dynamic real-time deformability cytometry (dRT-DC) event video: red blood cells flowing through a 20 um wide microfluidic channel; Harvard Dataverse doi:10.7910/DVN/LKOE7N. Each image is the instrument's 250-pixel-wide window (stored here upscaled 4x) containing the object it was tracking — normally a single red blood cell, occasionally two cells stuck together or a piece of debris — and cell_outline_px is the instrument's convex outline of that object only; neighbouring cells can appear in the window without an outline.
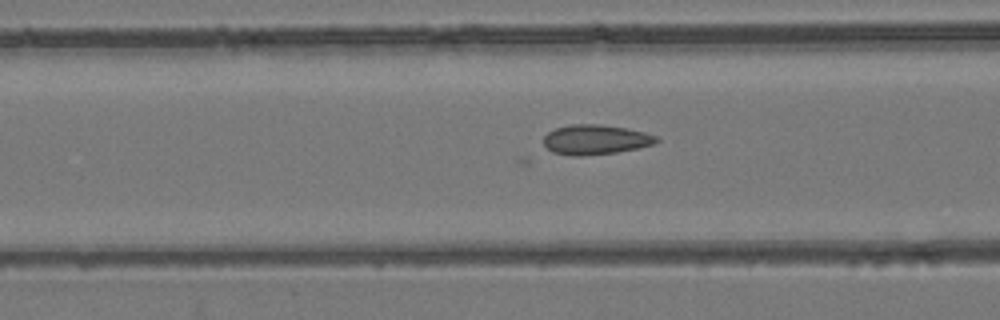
{"species": "common noctule bat (a hibernating species)", "species_latin": "Nyctalus noctula", "temperature_condition": "room temperature", "stored_images_in_passage": 30, "camera_frame_rate_fps": 3000, "um_per_image_px": 0.085, "animal": {"sex": "female", "body_mass_g": 24.6, "forearm_length_mm": 56.2}, "frame": {"image": 1, "passage_image": 7, "time_ms": 2.0, "image_size_px": [1000, 320], "cell_outline_px": [[660, 140], [652, 144], [636, 148], [616, 152], [580, 156], [576, 156], [552, 152], [544, 144], [544, 136], [548, 132], [556, 128], [572, 124], [600, 124], [624, 128], [644, 132], [656, 136]], "centroid_in_image_um": [50.59, 11.86], "position_along_channel_um": 116.0, "area_um2": 19.31}}
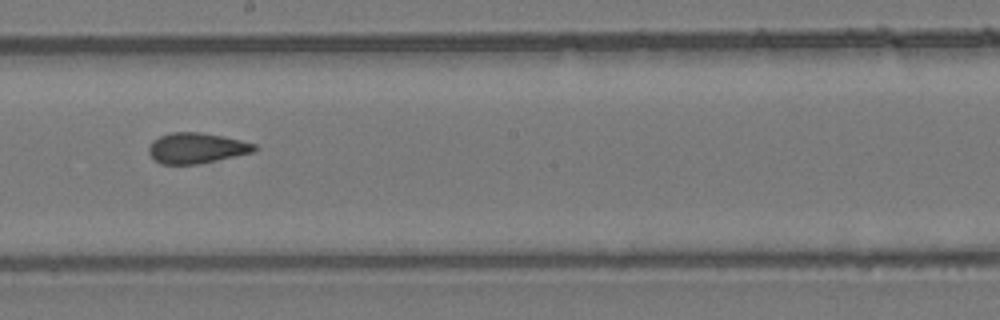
{"frame": {"image": 2, "passage_image": 16, "time_ms": 5.0, "image_size_px": [1000, 320], "cell_outline_px": [[260, 148], [252, 152], [216, 160], [196, 164], [160, 164], [148, 152], [148, 148], [152, 140], [160, 136], [172, 132], [200, 132], [224, 136], [256, 144]], "centroid_in_image_um": [16.7, 12.57], "position_along_channel_um": 231.5, "area_um2": 18.73}}
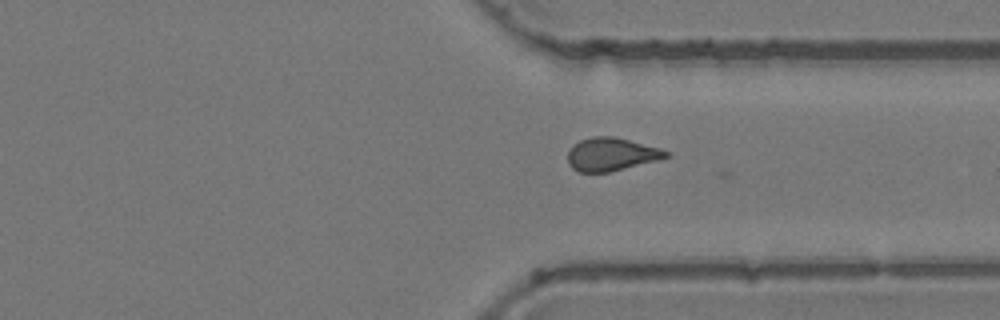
{"frame": {"image": 3, "passage_image": 26, "time_ms": 8.333, "image_size_px": [1000, 320], "cell_outline_px": [[672, 156], [608, 172], [580, 172], [572, 168], [568, 164], [568, 148], [572, 144], [580, 140], [592, 136], [616, 136], [660, 148], [672, 152]], "centroid_in_image_um": [51.95, 13.09], "position_along_channel_um": 359.4, "area_um2": 19.13}, "authors_computed_cell_mechanics": {"area_um2": 18.9584, "velocity_mm_per_s": 3.8343, "shape_relaxation_time_tau1_ms": null, "shape_relaxation_time_tau2_ms": 1.9119, "deformation_change_tau1": null, "deformation_change_tau2": 0.0563}}